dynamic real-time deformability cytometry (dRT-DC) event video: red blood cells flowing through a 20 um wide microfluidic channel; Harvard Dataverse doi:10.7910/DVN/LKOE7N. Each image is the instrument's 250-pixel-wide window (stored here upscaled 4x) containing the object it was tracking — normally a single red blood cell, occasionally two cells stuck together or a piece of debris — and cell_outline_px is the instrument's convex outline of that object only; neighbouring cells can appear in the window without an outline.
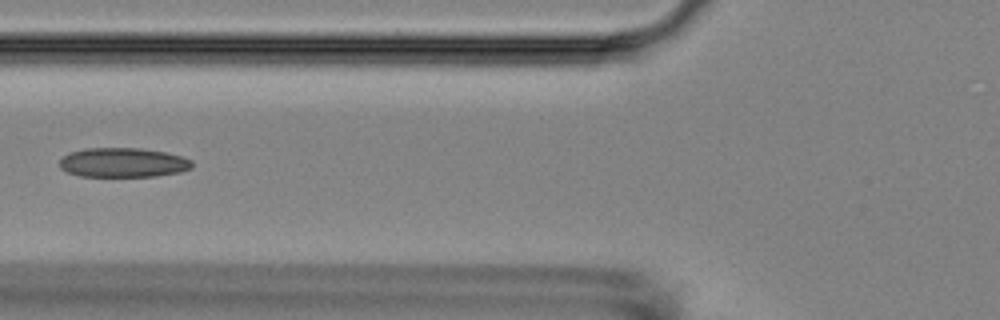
{"species": "Egyptian fruit bat (a non-hibernating species)", "species_latin": "Rousettus aegyptiacus", "temperature_condition": "room temperature", "stored_images_in_passage": 6, "camera_frame_rate_fps": 3000, "um_per_image_px": 0.085, "animal": {"sex": "female"}, "frame": {"image": 1, "passage_image": 4, "time_ms": 3.333, "image_size_px": [1000, 320], "cell_outline_px": [[192, 168], [180, 172], [156, 176], [80, 176], [68, 172], [60, 168], [60, 160], [68, 152], [84, 148], [140, 148], [164, 152], [180, 156], [192, 160]], "centroid_in_image_um": [10.45, 13.81], "position_along_channel_um": 115.4, "area_um2": 22.72}}
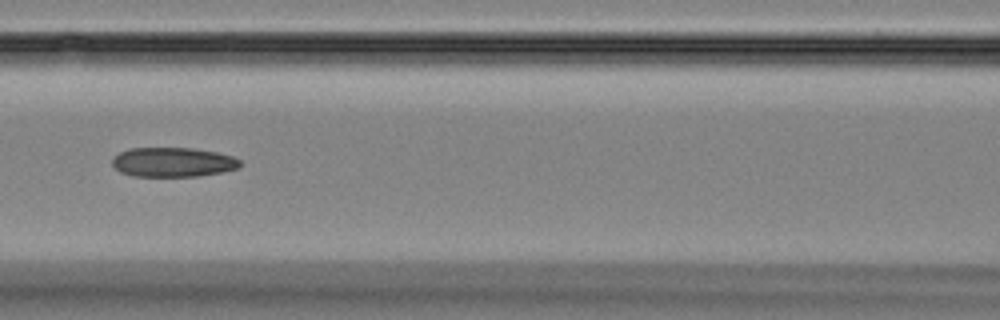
{"frame": {"image": 2, "passage_image": 5, "time_ms": 4.333, "image_size_px": [1000, 320], "cell_outline_px": [[240, 168], [200, 176], [132, 176], [120, 172], [112, 164], [112, 156], [128, 148], [192, 148], [216, 152], [232, 156], [240, 160]], "centroid_in_image_um": [14.67, 13.78], "position_along_channel_um": 151.9, "area_um2": 22.02}}
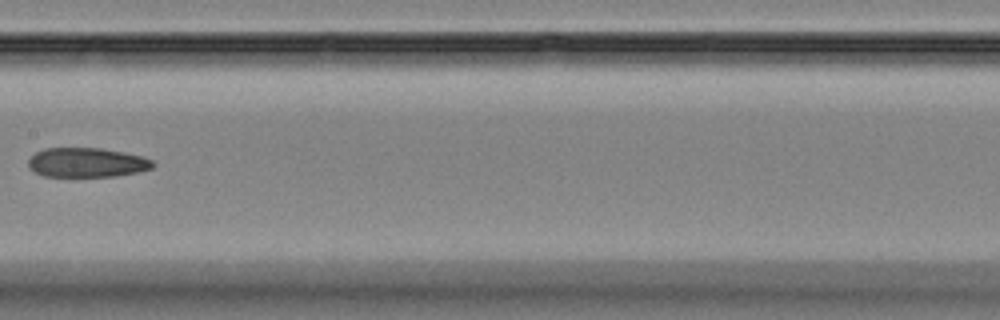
{"frame": {"image": 3, "passage_image": 6, "time_ms": 5.667, "image_size_px": [1000, 320], "cell_outline_px": [[156, 164], [152, 168], [136, 172], [116, 176], [44, 176], [28, 168], [28, 160], [36, 152], [44, 148], [100, 148], [124, 152], [144, 156], [152, 160]], "centroid_in_image_um": [7.39, 13.8], "position_along_channel_um": 200.0, "area_um2": 21.39}}